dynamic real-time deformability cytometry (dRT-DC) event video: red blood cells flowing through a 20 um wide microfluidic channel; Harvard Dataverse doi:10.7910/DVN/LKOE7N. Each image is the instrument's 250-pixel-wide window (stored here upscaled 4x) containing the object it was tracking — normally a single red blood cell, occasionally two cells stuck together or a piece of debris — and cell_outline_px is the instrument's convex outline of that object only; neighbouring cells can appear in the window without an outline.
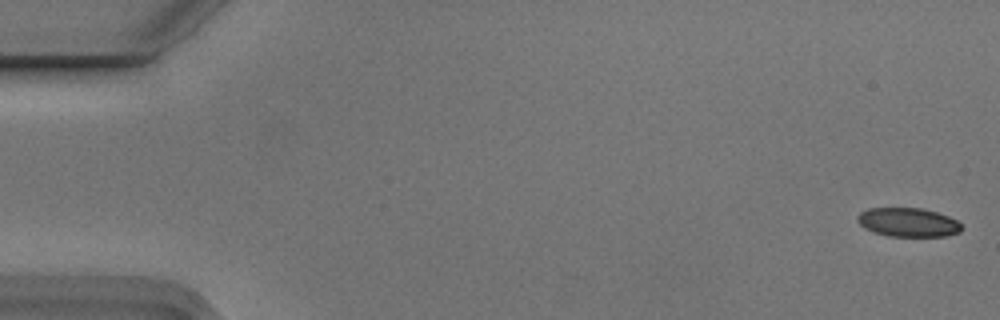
{"species": "Egyptian fruit bat (a non-hibernating species)", "species_latin": "Rousettus aegyptiacus", "temperature_condition": "cold", "stored_images_in_passage": 6, "camera_frame_rate_fps": 3000, "um_per_image_px": 0.085, "animal": {"sex": "male"}, "frame": {"image": 1, "passage_image": 1, "time_ms": 0.0, "image_size_px": [1000, 320], "cell_outline_px": [[960, 232], [944, 236], [888, 236], [864, 228], [856, 220], [856, 216], [860, 212], [868, 208], [924, 208], [948, 216], [956, 220], [960, 224]], "centroid_in_image_um": [77.15, 18.88], "position_along_channel_um": 7.9, "area_um2": 17.46}}
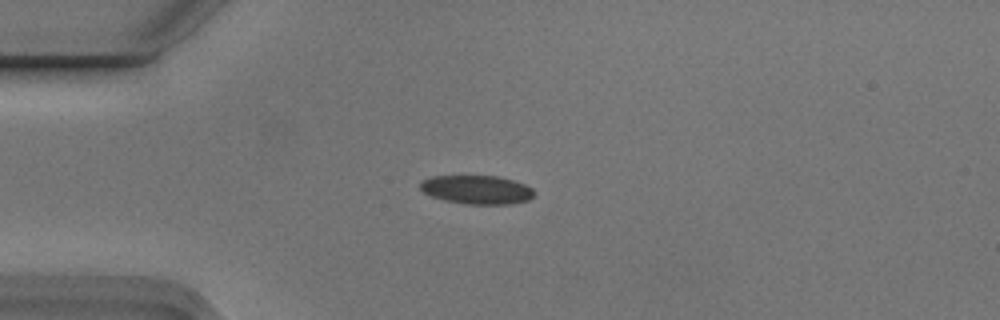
{"frame": {"image": 2, "passage_image": 4, "time_ms": 1.0, "image_size_px": [1000, 320], "cell_outline_px": [[536, 192], [528, 200], [512, 204], [464, 204], [444, 200], [432, 196], [424, 192], [420, 188], [420, 180], [432, 176], [496, 176], [512, 180], [524, 184], [532, 188]], "centroid_in_image_um": [40.52, 16.12], "position_along_channel_um": 44.5, "area_um2": 19.07}}
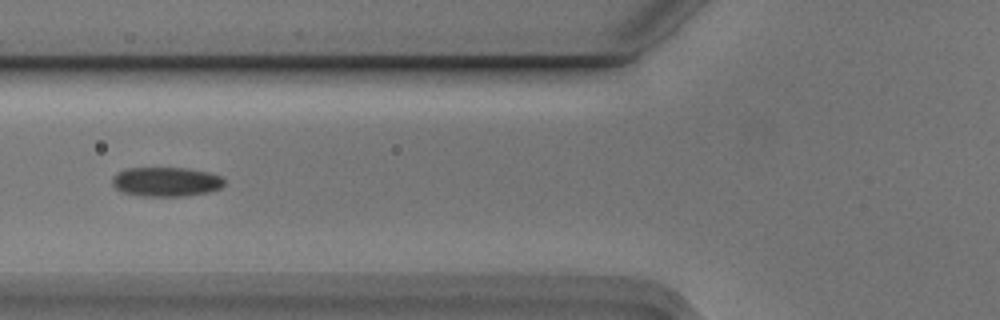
{"frame": {"image": 3, "passage_image": 6, "time_ms": 1.667, "image_size_px": [1000, 320], "cell_outline_px": [[224, 184], [220, 188], [208, 192], [184, 196], [140, 196], [120, 192], [112, 184], [112, 176], [116, 172], [128, 168], [188, 168], [208, 172], [220, 176], [224, 180]], "centroid_in_image_um": [14.08, 15.45], "position_along_channel_um": 111.7, "area_um2": 19.31}}